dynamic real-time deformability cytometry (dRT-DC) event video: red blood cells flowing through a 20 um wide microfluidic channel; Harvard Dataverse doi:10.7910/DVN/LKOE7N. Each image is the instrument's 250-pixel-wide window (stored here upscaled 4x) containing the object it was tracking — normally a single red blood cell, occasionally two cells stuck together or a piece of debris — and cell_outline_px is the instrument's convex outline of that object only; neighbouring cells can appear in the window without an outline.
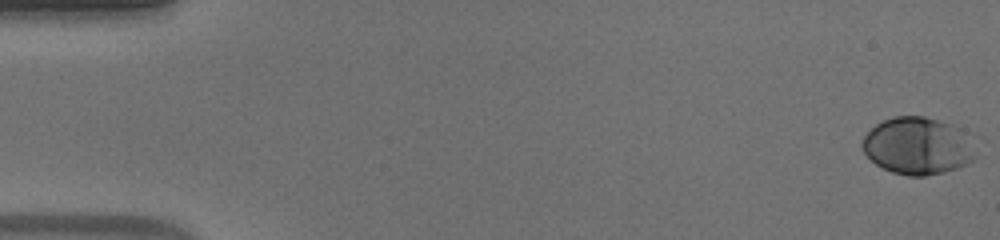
{"species": "human", "species_latin": "Homo sapiens", "temperature_condition": "warm", "stored_images_in_passage": 54, "camera_frame_rate_fps": 3000, "um_per_image_px": 0.085, "donor": {"sex": "male"}, "frame": {"image": 1, "passage_image": 1, "time_ms": 0.0, "image_size_px": [1000, 240], "cell_outline_px": [[976, 156], [968, 164], [944, 172], [924, 176], [908, 176], [892, 172], [876, 164], [860, 148], [860, 144], [864, 136], [876, 124], [892, 116], [924, 116], [952, 124], [960, 128]], "centroid_in_image_um": [77.95, 12.4], "position_along_channel_um": 7.1, "area_um2": 37.45}}
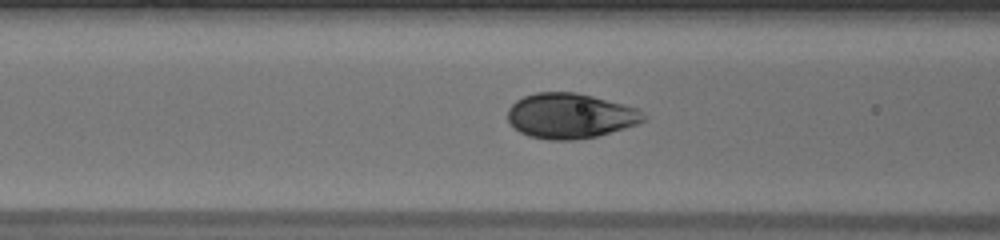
{"frame": {"image": 2, "passage_image": 22, "time_ms": 7.0, "image_size_px": [1000, 240], "cell_outline_px": [[648, 116], [644, 120], [636, 124], [624, 128], [596, 136], [576, 140], [548, 140], [528, 136], [520, 132], [508, 124], [508, 108], [516, 100], [524, 96], [536, 92], [576, 92], [592, 96], [636, 108]], "centroid_in_image_um": [48.42, 9.85], "position_along_channel_um": 118.2, "area_um2": 35.72}}
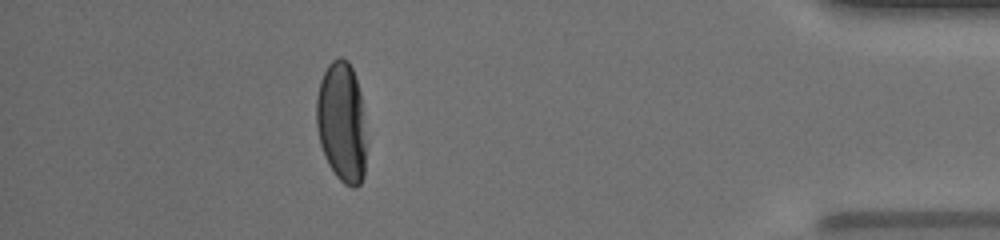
{"frame": {"image": 3, "passage_image": 48, "time_ms": 15.667, "image_size_px": [1000, 240], "cell_outline_px": [[364, 176], [360, 184], [356, 188], [352, 188], [344, 184], [336, 176], [328, 164], [320, 144], [316, 124], [316, 96], [320, 80], [328, 64], [332, 60], [340, 56], [348, 60], [352, 68], [360, 92], [364, 140]], "centroid_in_image_um": [29.0, 10.38], "position_along_channel_um": 406.2, "area_um2": 34.74}, "authors_computed_cell_mechanics": {"area_um2": 36.4429, "velocity_mm_per_s": 3.8694, "shape_relaxation_time_tau1_ms": 3.3318, "shape_relaxation_time_tau2_ms": null, "deformation_change_tau1": 0.1673, "deformation_change_tau2": null}}